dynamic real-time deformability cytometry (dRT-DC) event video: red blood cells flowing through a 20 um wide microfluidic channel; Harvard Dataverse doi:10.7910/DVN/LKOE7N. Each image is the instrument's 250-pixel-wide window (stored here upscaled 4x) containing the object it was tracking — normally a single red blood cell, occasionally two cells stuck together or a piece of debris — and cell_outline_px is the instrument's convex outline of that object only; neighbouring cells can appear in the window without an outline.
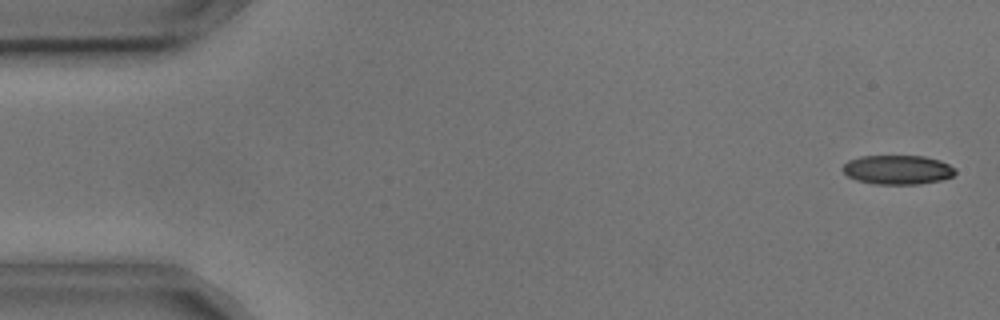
{"species": "common noctule bat (a hibernating species)", "species_latin": "Nyctalus noctula", "temperature_condition": "cold", "stored_images_in_passage": 3, "camera_frame_rate_fps": 3000, "um_per_image_px": 0.085, "animal": {"sex": "male", "body_mass_g": 17.9, "forearm_length_mm": 54.2}, "frame": {"image": 1, "passage_image": 1, "time_ms": 0.0, "image_size_px": [1000, 320], "cell_outline_px": [[956, 172], [952, 176], [940, 180], [920, 184], [876, 184], [856, 180], [848, 176], [840, 168], [848, 160], [860, 156], [924, 156], [940, 160], [956, 168]], "centroid_in_image_um": [76.28, 14.42], "position_along_channel_um": 8.7, "area_um2": 19.25}}
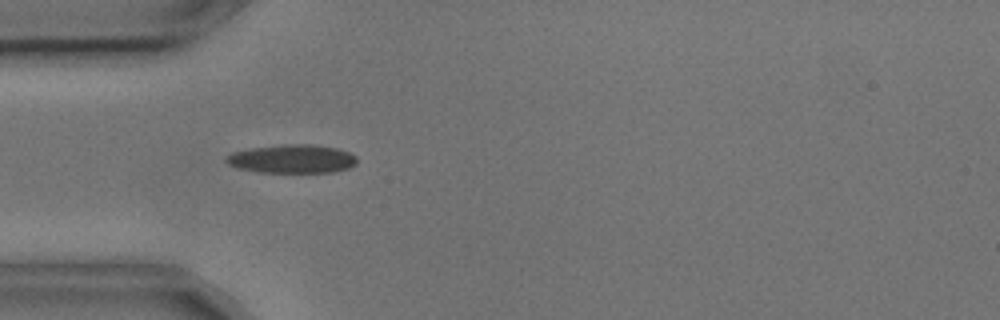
{"frame": {"image": 2, "passage_image": 2, "time_ms": 0.333, "image_size_px": [1000, 320], "cell_outline_px": [[356, 164], [348, 168], [332, 172], [256, 172], [236, 168], [228, 164], [224, 160], [232, 152], [252, 148], [284, 144], [312, 144], [336, 148], [348, 152], [356, 156]], "centroid_in_image_um": [24.81, 13.51], "position_along_channel_um": 60.2, "area_um2": 21.73}}